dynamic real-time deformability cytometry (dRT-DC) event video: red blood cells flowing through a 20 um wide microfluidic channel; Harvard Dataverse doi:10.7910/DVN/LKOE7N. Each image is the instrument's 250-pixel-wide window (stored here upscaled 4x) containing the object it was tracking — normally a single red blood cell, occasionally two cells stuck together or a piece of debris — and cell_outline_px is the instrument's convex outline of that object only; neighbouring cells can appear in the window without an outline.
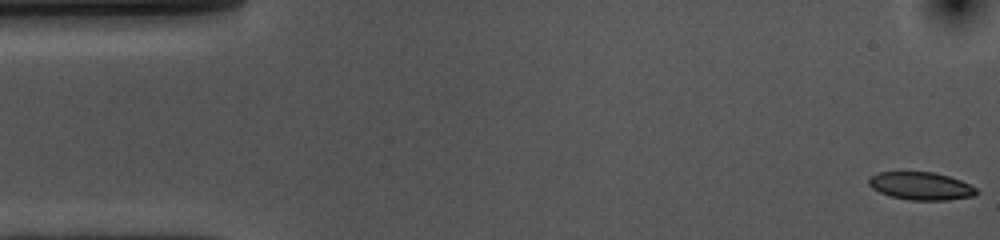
{"species": "common noctule bat (a hibernating species)", "species_latin": "Nyctalus noctula", "temperature_condition": "cold", "stored_images_in_passage": 54, "camera_frame_rate_fps": 3000, "um_per_image_px": 0.085, "animal": {"sex": "female", "body_mass_g": 10.0, "forearm_length_mm": 53.1}, "frame": {"image": 1, "passage_image": 1, "time_ms": 0.0, "image_size_px": [1000, 240], "cell_outline_px": [[980, 192], [976, 196], [948, 200], [908, 200], [888, 196], [872, 188], [868, 184], [868, 180], [872, 176], [880, 172], [932, 172], [948, 176], [960, 180], [976, 188]], "centroid_in_image_um": [78.3, 15.82], "position_along_channel_um": 6.7, "area_um2": 17.51}}
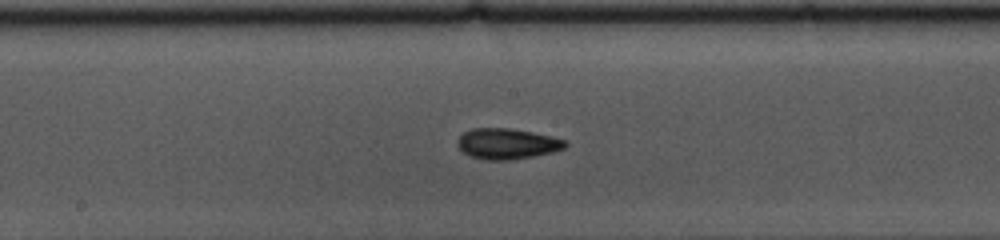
{"frame": {"image": 2, "passage_image": 27, "time_ms": 8.667, "image_size_px": [1000, 240], "cell_outline_px": [[568, 144], [564, 148], [552, 152], [532, 156], [508, 160], [484, 160], [472, 156], [464, 152], [456, 144], [456, 140], [464, 132], [472, 128], [512, 128], [552, 136], [564, 140]], "centroid_in_image_um": [43.08, 12.21], "position_along_channel_um": 205.1, "area_um2": 19.19}}
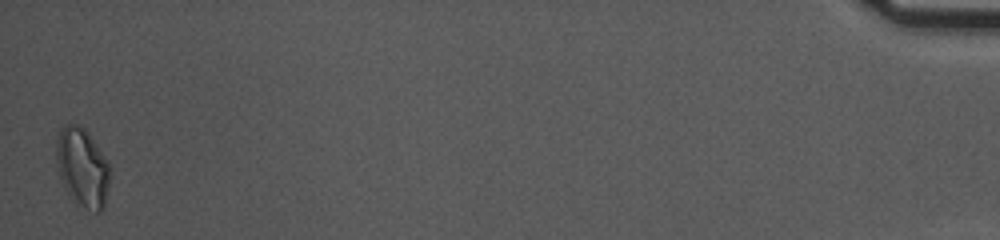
{"frame": {"image": 3, "passage_image": 54, "time_ms": 17.667, "image_size_px": [1000, 240], "cell_outline_px": [[108, 184], [104, 208], [100, 212], [96, 212], [84, 208], [72, 200], [60, 176], [56, 164], [56, 140], [64, 124], [76, 124], [84, 128], [88, 132], [108, 160]], "centroid_in_image_um": [6.99, 14.23], "position_along_channel_um": 428.2, "area_um2": 24.45}, "authors_computed_cell_mechanics": {"area_um2": 18.4671, "velocity_mm_per_s": 3.5958, "shape_relaxation_time_tau1_ms": 5.2905, "shape_relaxation_time_tau2_ms": 2.2611, "deformation_change_tau1": 0.1123, "deformation_change_tau2": 0.0668}}